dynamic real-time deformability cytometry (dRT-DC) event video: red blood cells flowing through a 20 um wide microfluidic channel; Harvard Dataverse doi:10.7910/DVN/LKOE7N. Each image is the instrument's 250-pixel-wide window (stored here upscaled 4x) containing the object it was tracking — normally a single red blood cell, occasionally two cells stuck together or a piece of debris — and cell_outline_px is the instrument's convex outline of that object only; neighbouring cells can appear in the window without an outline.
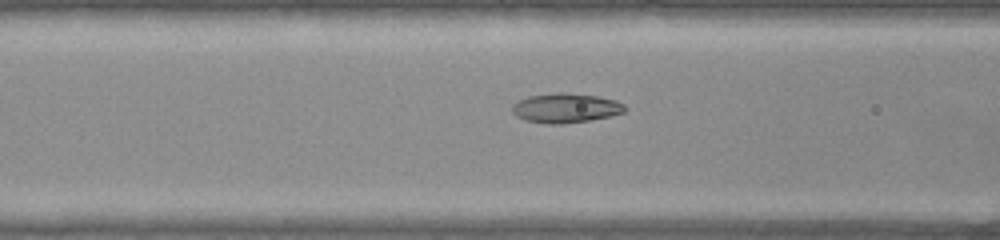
{"species": "common noctule bat (a hibernating species)", "species_latin": "Nyctalus noctula", "temperature_condition": "warm", "stored_images_in_passage": 42, "camera_frame_rate_fps": 3000, "um_per_image_px": 0.085, "animal": {"sex": "female", "body_mass_g": 22.0, "forearm_length_mm": 56.7}, "frame": {"image": 1, "passage_image": 11, "time_ms": 3.333, "image_size_px": [1000, 240], "cell_outline_px": [[628, 108], [624, 112], [608, 116], [588, 120], [560, 124], [544, 124], [528, 120], [516, 116], [512, 112], [512, 104], [528, 96], [556, 92], [564, 92], [600, 96], [616, 100], [624, 104]], "centroid_in_image_um": [48.09, 9.17], "position_along_channel_um": 118.5, "area_um2": 19.42}}
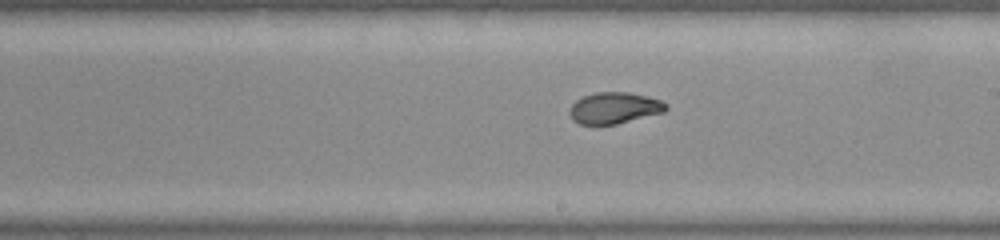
{"frame": {"image": 2, "passage_image": 20, "time_ms": 6.333, "image_size_px": [1000, 240], "cell_outline_px": [[668, 108], [664, 112], [616, 124], [580, 124], [572, 120], [568, 112], [572, 104], [576, 100], [584, 96], [596, 92], [628, 92], [648, 96], [660, 100], [668, 104]], "centroid_in_image_um": [52.22, 9.17], "position_along_channel_um": 236.8, "area_um2": 17.63}}
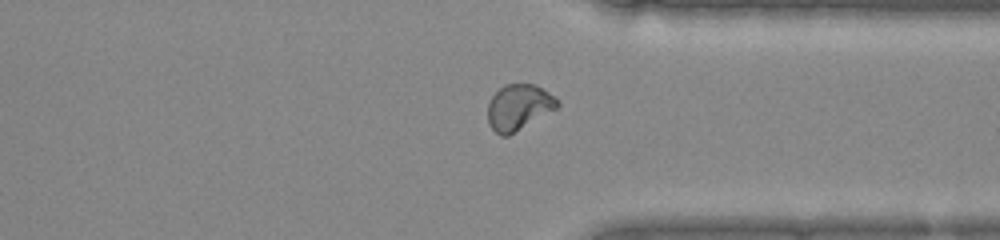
{"frame": {"image": 3, "passage_image": 30, "time_ms": 9.667, "image_size_px": [1000, 240], "cell_outline_px": [[560, 104], [556, 108], [508, 136], [500, 136], [488, 124], [488, 104], [492, 96], [504, 84], [532, 84], [548, 92]], "centroid_in_image_um": [44.04, 9.12], "position_along_channel_um": 367.4, "area_um2": 18.15}, "authors_computed_cell_mechanics": {"area_um2": 18.496, "velocity_mm_per_s": 3.9459, "shape_relaxation_time_tau1_ms": 8.023, "shape_relaxation_time_tau2_ms": 1.2048, "deformation_change_tau1": 0.218, "deformation_change_tau2": 0.0572}}